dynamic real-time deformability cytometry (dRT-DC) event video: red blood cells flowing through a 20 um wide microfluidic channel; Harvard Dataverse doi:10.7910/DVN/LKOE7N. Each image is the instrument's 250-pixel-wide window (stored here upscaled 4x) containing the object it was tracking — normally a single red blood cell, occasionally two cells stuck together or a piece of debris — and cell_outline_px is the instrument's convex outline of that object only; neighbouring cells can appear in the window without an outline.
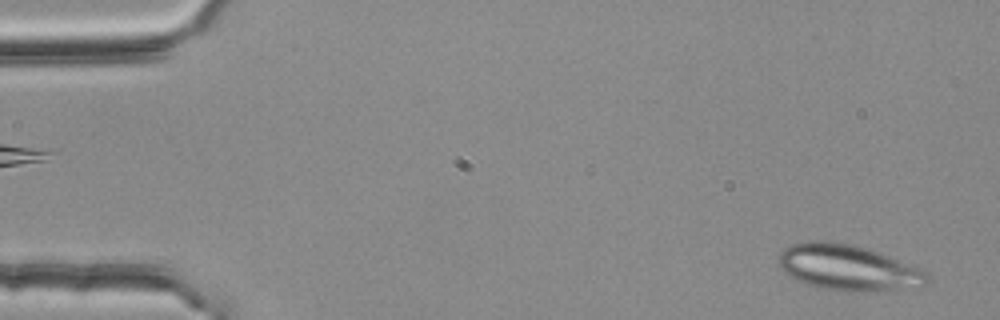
{"species": "common noctule bat (a hibernating species)", "species_latin": "Nyctalus noctula", "temperature_condition": "room temperature", "stored_images_in_passage": 52, "segment_of_instrument_passage": [1, 2], "camera_frame_rate_fps": 3000, "um_per_image_px": 0.085, "animal": {"sex": "female", "body_mass_g": 25.1}, "frame": {"image": 1, "passage_image": 2, "time_ms": 0.333, "image_size_px": [1000, 320], "cell_outline_px": [[928, 284], [924, 288], [896, 292], [848, 292], [820, 288], [804, 284], [784, 272], [780, 268], [780, 252], [784, 248], [792, 244], [812, 240], [824, 240], [852, 244], [868, 248], [928, 272]], "centroid_in_image_um": [72.17, 22.8], "position_along_channel_um": 12.8, "area_um2": 40.58}}